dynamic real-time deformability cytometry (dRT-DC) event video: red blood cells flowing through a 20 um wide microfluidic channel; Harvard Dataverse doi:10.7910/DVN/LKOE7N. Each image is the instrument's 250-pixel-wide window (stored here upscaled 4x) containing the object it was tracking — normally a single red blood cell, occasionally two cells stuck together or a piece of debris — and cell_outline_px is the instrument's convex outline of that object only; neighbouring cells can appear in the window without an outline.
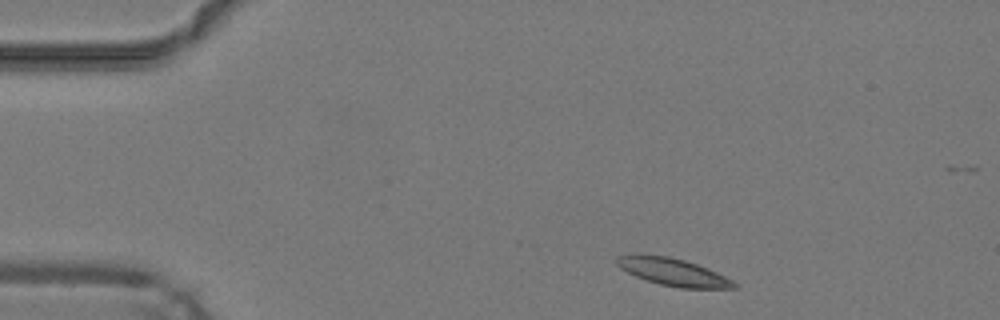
{"species": "common noctule bat (a hibernating species)", "species_latin": "Nyctalus noctula", "temperature_condition": "warm", "stored_images_in_passage": 32, "camera_frame_rate_fps": 3000, "um_per_image_px": 0.085, "animal": {"sex": "male", "body_mass_g": 19.2, "forearm_length_mm": 51.8}, "frame": {"image": 1, "passage_image": 2, "time_ms": 0.333, "image_size_px": [1000, 320], "cell_outline_px": [[740, 288], [680, 288], [660, 284], [636, 276], [620, 268], [616, 264], [616, 256], [668, 256], [684, 260], [708, 268], [740, 284]], "centroid_in_image_um": [57.3, 23.15], "position_along_channel_um": 27.7, "area_um2": 18.26}}
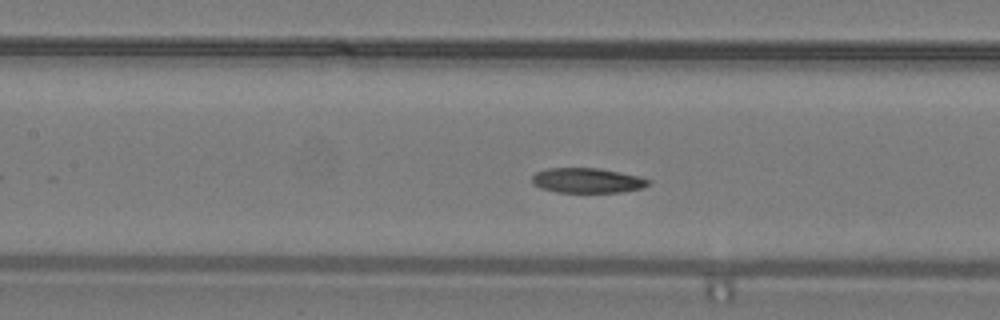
{"frame": {"image": 2, "passage_image": 16, "time_ms": 5.0, "image_size_px": [1000, 320], "cell_outline_px": [[652, 184], [640, 188], [620, 192], [556, 192], [540, 188], [532, 184], [532, 176], [536, 172], [548, 168], [600, 168], [636, 176], [652, 180]], "centroid_in_image_um": [49.89, 15.34], "position_along_channel_um": 157.5, "area_um2": 16.88}}
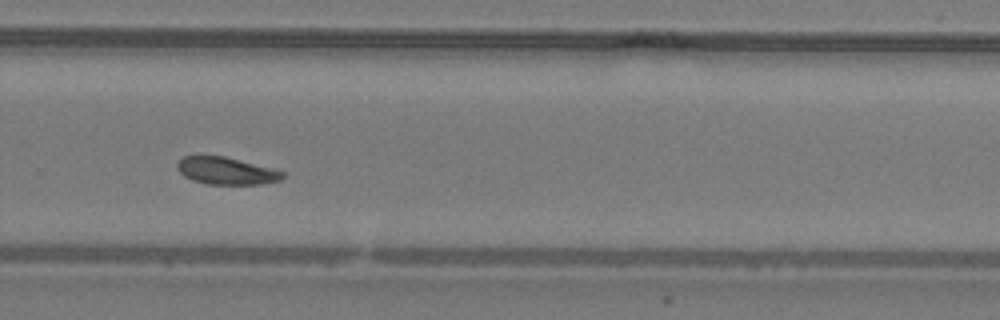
{"frame": {"image": 3, "passage_image": 27, "time_ms": 8.667, "image_size_px": [1000, 320], "cell_outline_px": [[284, 176], [280, 180], [264, 184], [208, 184], [192, 180], [184, 176], [176, 168], [176, 164], [184, 156], [224, 156], [284, 172]], "centroid_in_image_um": [19.2, 14.53], "position_along_channel_um": 310.6, "area_um2": 16.47}, "authors_computed_cell_mechanics": {"area_um2": 17.8602, "velocity_mm_per_s": 4.1918, "shape_relaxation_time_tau1_ms": 9.9582, "shape_relaxation_time_tau2_ms": 8.3516, "deformation_change_tau1": 0.1819, "deformation_change_tau2": 0.1283}}